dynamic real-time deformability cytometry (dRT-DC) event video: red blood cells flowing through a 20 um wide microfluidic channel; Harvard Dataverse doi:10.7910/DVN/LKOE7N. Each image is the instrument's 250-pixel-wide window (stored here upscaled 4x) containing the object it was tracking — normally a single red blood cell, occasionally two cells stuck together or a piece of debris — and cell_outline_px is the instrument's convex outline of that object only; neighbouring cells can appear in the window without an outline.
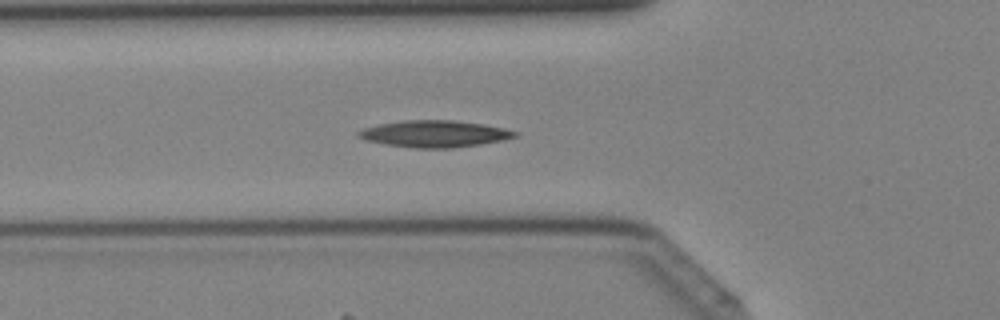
{"species": "Egyptian fruit bat (a non-hibernating species)", "species_latin": "Rousettus aegyptiacus", "temperature_condition": "cold", "stored_images_in_passage": 42, "camera_frame_rate_fps": 3000, "um_per_image_px": 0.085, "animal": {"sex": "female"}, "frame": {"image": 1, "passage_image": 15, "time_ms": 4.667, "image_size_px": [1000, 320], "cell_outline_px": [[520, 136], [504, 140], [480, 144], [452, 148], [416, 148], [384, 144], [364, 140], [356, 136], [356, 132], [364, 128], [380, 124], [404, 120], [452, 120], [484, 124], [504, 128], [520, 132]], "centroid_in_image_um": [36.96, 11.37], "position_along_channel_um": 88.8, "area_um2": 24.57}}
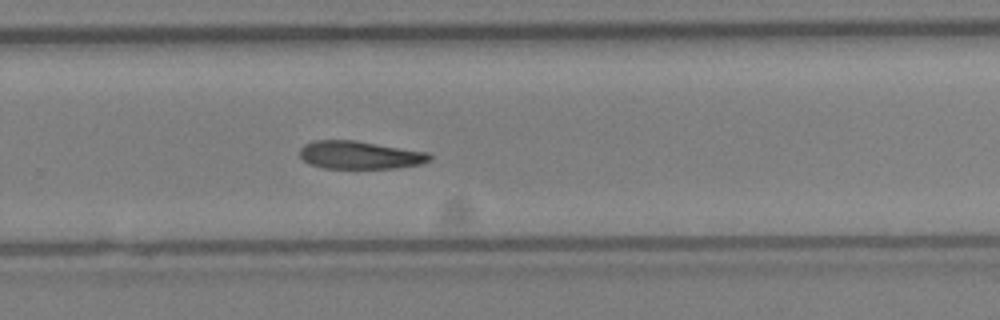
{"frame": {"image": 2, "passage_image": 28, "time_ms": 9.0, "image_size_px": [1000, 320], "cell_outline_px": [[432, 160], [424, 164], [400, 168], [324, 168], [308, 164], [300, 156], [300, 148], [304, 144], [316, 140], [356, 140], [428, 152], [432, 156]], "centroid_in_image_um": [30.63, 13.18], "position_along_channel_um": 299.2, "area_um2": 21.44}}
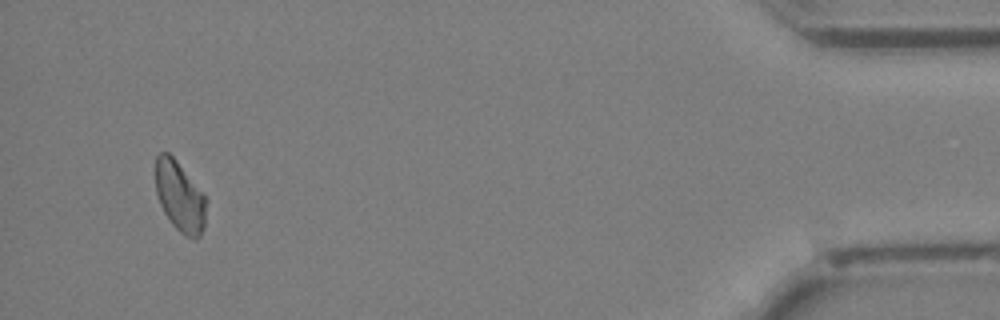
{"frame": {"image": 3, "passage_image": 40, "time_ms": 13.0, "image_size_px": [1000, 320], "cell_outline_px": [[208, 200], [204, 228], [200, 236], [196, 240], [192, 240], [184, 236], [172, 224], [164, 212], [160, 204], [156, 192], [156, 156], [160, 152], [168, 152], [176, 160], [204, 192]], "centroid_in_image_um": [15.33, 16.74], "position_along_channel_um": 419.9, "area_um2": 21.21}}